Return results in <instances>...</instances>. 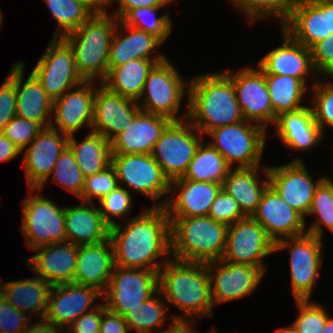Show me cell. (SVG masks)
<instances>
[{"instance_id": "2644e50d", "label": "cell", "mask_w": 333, "mask_h": 333, "mask_svg": "<svg viewBox=\"0 0 333 333\" xmlns=\"http://www.w3.org/2000/svg\"><path fill=\"white\" fill-rule=\"evenodd\" d=\"M214 331H211L210 333H217L216 330L213 328ZM209 333V332H208Z\"/></svg>"}, {"instance_id": "3957f363", "label": "cell", "mask_w": 333, "mask_h": 333, "mask_svg": "<svg viewBox=\"0 0 333 333\" xmlns=\"http://www.w3.org/2000/svg\"><path fill=\"white\" fill-rule=\"evenodd\" d=\"M188 82V120L202 135L245 120L225 71L200 74Z\"/></svg>"}, {"instance_id": "be15d7a7", "label": "cell", "mask_w": 333, "mask_h": 333, "mask_svg": "<svg viewBox=\"0 0 333 333\" xmlns=\"http://www.w3.org/2000/svg\"><path fill=\"white\" fill-rule=\"evenodd\" d=\"M327 23L328 33L333 36V0H327Z\"/></svg>"}, {"instance_id": "7402d4cb", "label": "cell", "mask_w": 333, "mask_h": 333, "mask_svg": "<svg viewBox=\"0 0 333 333\" xmlns=\"http://www.w3.org/2000/svg\"><path fill=\"white\" fill-rule=\"evenodd\" d=\"M251 217L266 229L268 236L275 243L307 233L305 218L283 200L270 185L264 191Z\"/></svg>"}, {"instance_id": "8fae6325", "label": "cell", "mask_w": 333, "mask_h": 333, "mask_svg": "<svg viewBox=\"0 0 333 333\" xmlns=\"http://www.w3.org/2000/svg\"><path fill=\"white\" fill-rule=\"evenodd\" d=\"M321 238L305 233L275 243V252L289 248L291 289L294 300H308L321 272Z\"/></svg>"}, {"instance_id": "e7e4bbea", "label": "cell", "mask_w": 333, "mask_h": 333, "mask_svg": "<svg viewBox=\"0 0 333 333\" xmlns=\"http://www.w3.org/2000/svg\"><path fill=\"white\" fill-rule=\"evenodd\" d=\"M319 333H333V318H327L324 328Z\"/></svg>"}, {"instance_id": "9f6ffc18", "label": "cell", "mask_w": 333, "mask_h": 333, "mask_svg": "<svg viewBox=\"0 0 333 333\" xmlns=\"http://www.w3.org/2000/svg\"><path fill=\"white\" fill-rule=\"evenodd\" d=\"M116 1L118 3V9L115 10L114 16L121 20L131 9L142 7H166L174 0H107V6L109 7Z\"/></svg>"}, {"instance_id": "4316f807", "label": "cell", "mask_w": 333, "mask_h": 333, "mask_svg": "<svg viewBox=\"0 0 333 333\" xmlns=\"http://www.w3.org/2000/svg\"><path fill=\"white\" fill-rule=\"evenodd\" d=\"M114 267L110 238L97 244L79 245L73 282L93 287L104 294Z\"/></svg>"}, {"instance_id": "ba28073f", "label": "cell", "mask_w": 333, "mask_h": 333, "mask_svg": "<svg viewBox=\"0 0 333 333\" xmlns=\"http://www.w3.org/2000/svg\"><path fill=\"white\" fill-rule=\"evenodd\" d=\"M188 89L177 68L166 58L149 72L138 105L141 111L181 121L178 112L184 97L188 99Z\"/></svg>"}, {"instance_id": "ffe728a7", "label": "cell", "mask_w": 333, "mask_h": 333, "mask_svg": "<svg viewBox=\"0 0 333 333\" xmlns=\"http://www.w3.org/2000/svg\"><path fill=\"white\" fill-rule=\"evenodd\" d=\"M94 82L84 81L77 86L76 90L70 89L53 100L50 123L53 129L72 136L84 125L92 128L95 86H97Z\"/></svg>"}, {"instance_id": "e575fe53", "label": "cell", "mask_w": 333, "mask_h": 333, "mask_svg": "<svg viewBox=\"0 0 333 333\" xmlns=\"http://www.w3.org/2000/svg\"><path fill=\"white\" fill-rule=\"evenodd\" d=\"M163 61L132 59L123 65L113 67L102 84L118 95L139 101L149 72Z\"/></svg>"}, {"instance_id": "4dcf8cb0", "label": "cell", "mask_w": 333, "mask_h": 333, "mask_svg": "<svg viewBox=\"0 0 333 333\" xmlns=\"http://www.w3.org/2000/svg\"><path fill=\"white\" fill-rule=\"evenodd\" d=\"M278 136L291 150H311L321 142L324 133L317 125L311 107L279 114L275 119Z\"/></svg>"}, {"instance_id": "60d3db41", "label": "cell", "mask_w": 333, "mask_h": 333, "mask_svg": "<svg viewBox=\"0 0 333 333\" xmlns=\"http://www.w3.org/2000/svg\"><path fill=\"white\" fill-rule=\"evenodd\" d=\"M160 9H162V7L131 9L121 21L127 26L145 31L156 37L163 44L171 33L172 21L168 13L157 17L156 12Z\"/></svg>"}, {"instance_id": "5bb4252c", "label": "cell", "mask_w": 333, "mask_h": 333, "mask_svg": "<svg viewBox=\"0 0 333 333\" xmlns=\"http://www.w3.org/2000/svg\"><path fill=\"white\" fill-rule=\"evenodd\" d=\"M111 164L116 170L118 185H128L130 192L136 190L135 193L145 195L154 203L171 194L170 181L151 154H112Z\"/></svg>"}, {"instance_id": "4fadbf2b", "label": "cell", "mask_w": 333, "mask_h": 333, "mask_svg": "<svg viewBox=\"0 0 333 333\" xmlns=\"http://www.w3.org/2000/svg\"><path fill=\"white\" fill-rule=\"evenodd\" d=\"M275 252V242L266 229L251 216L228 226L226 246L221 260L247 264L267 271L264 257Z\"/></svg>"}, {"instance_id": "30bf717a", "label": "cell", "mask_w": 333, "mask_h": 333, "mask_svg": "<svg viewBox=\"0 0 333 333\" xmlns=\"http://www.w3.org/2000/svg\"><path fill=\"white\" fill-rule=\"evenodd\" d=\"M158 291V272L115 266L102 301L106 309L125 317ZM106 293V294H105Z\"/></svg>"}, {"instance_id": "ac0fdd59", "label": "cell", "mask_w": 333, "mask_h": 333, "mask_svg": "<svg viewBox=\"0 0 333 333\" xmlns=\"http://www.w3.org/2000/svg\"><path fill=\"white\" fill-rule=\"evenodd\" d=\"M140 111L138 101L118 95L100 83L94 97L91 131L111 142L128 128Z\"/></svg>"}, {"instance_id": "03108f58", "label": "cell", "mask_w": 333, "mask_h": 333, "mask_svg": "<svg viewBox=\"0 0 333 333\" xmlns=\"http://www.w3.org/2000/svg\"><path fill=\"white\" fill-rule=\"evenodd\" d=\"M276 333H299L292 325L276 330Z\"/></svg>"}, {"instance_id": "e0dca14e", "label": "cell", "mask_w": 333, "mask_h": 333, "mask_svg": "<svg viewBox=\"0 0 333 333\" xmlns=\"http://www.w3.org/2000/svg\"><path fill=\"white\" fill-rule=\"evenodd\" d=\"M206 265L210 275L213 302L217 305L248 296L256 290L265 274L258 267L221 259L208 262Z\"/></svg>"}, {"instance_id": "6125c7cd", "label": "cell", "mask_w": 333, "mask_h": 333, "mask_svg": "<svg viewBox=\"0 0 333 333\" xmlns=\"http://www.w3.org/2000/svg\"><path fill=\"white\" fill-rule=\"evenodd\" d=\"M86 4L94 13L102 12L107 9V0H77Z\"/></svg>"}, {"instance_id": "603a6c76", "label": "cell", "mask_w": 333, "mask_h": 333, "mask_svg": "<svg viewBox=\"0 0 333 333\" xmlns=\"http://www.w3.org/2000/svg\"><path fill=\"white\" fill-rule=\"evenodd\" d=\"M222 184L216 182L191 181L183 177L170 182V192L179 193L166 198L156 207H165L168 217H203L208 216L211 204Z\"/></svg>"}, {"instance_id": "6da1fadb", "label": "cell", "mask_w": 333, "mask_h": 333, "mask_svg": "<svg viewBox=\"0 0 333 333\" xmlns=\"http://www.w3.org/2000/svg\"><path fill=\"white\" fill-rule=\"evenodd\" d=\"M142 211L127 221L125 228L118 223L110 227L114 263L158 272L171 255L170 220L165 207L151 206ZM160 256L165 257L164 263L155 262Z\"/></svg>"}, {"instance_id": "b9f144b4", "label": "cell", "mask_w": 333, "mask_h": 333, "mask_svg": "<svg viewBox=\"0 0 333 333\" xmlns=\"http://www.w3.org/2000/svg\"><path fill=\"white\" fill-rule=\"evenodd\" d=\"M252 24L257 19L275 17L281 27L289 20L297 0H231ZM280 20V21H279Z\"/></svg>"}, {"instance_id": "74e56055", "label": "cell", "mask_w": 333, "mask_h": 333, "mask_svg": "<svg viewBox=\"0 0 333 333\" xmlns=\"http://www.w3.org/2000/svg\"><path fill=\"white\" fill-rule=\"evenodd\" d=\"M230 166L224 157L209 143L200 144L183 178L191 181L216 182L222 184Z\"/></svg>"}, {"instance_id": "680465c9", "label": "cell", "mask_w": 333, "mask_h": 333, "mask_svg": "<svg viewBox=\"0 0 333 333\" xmlns=\"http://www.w3.org/2000/svg\"><path fill=\"white\" fill-rule=\"evenodd\" d=\"M22 151L0 132V162L10 161Z\"/></svg>"}, {"instance_id": "277c9868", "label": "cell", "mask_w": 333, "mask_h": 333, "mask_svg": "<svg viewBox=\"0 0 333 333\" xmlns=\"http://www.w3.org/2000/svg\"><path fill=\"white\" fill-rule=\"evenodd\" d=\"M118 20L107 10L94 13L78 29L62 37L72 48L77 72L84 81L105 80L110 43Z\"/></svg>"}, {"instance_id": "836d02e7", "label": "cell", "mask_w": 333, "mask_h": 333, "mask_svg": "<svg viewBox=\"0 0 333 333\" xmlns=\"http://www.w3.org/2000/svg\"><path fill=\"white\" fill-rule=\"evenodd\" d=\"M3 285L0 282L2 295L16 309L26 314L36 313L44 319L48 307V297L51 285L35 275L23 280L9 281Z\"/></svg>"}, {"instance_id": "816d5d0a", "label": "cell", "mask_w": 333, "mask_h": 333, "mask_svg": "<svg viewBox=\"0 0 333 333\" xmlns=\"http://www.w3.org/2000/svg\"><path fill=\"white\" fill-rule=\"evenodd\" d=\"M30 315L16 309L0 295V331L2 333H24L28 326Z\"/></svg>"}, {"instance_id": "f1b7e54d", "label": "cell", "mask_w": 333, "mask_h": 333, "mask_svg": "<svg viewBox=\"0 0 333 333\" xmlns=\"http://www.w3.org/2000/svg\"><path fill=\"white\" fill-rule=\"evenodd\" d=\"M24 62L15 63L16 116L49 127L52 119L53 99L42 88L40 81L31 72L24 81ZM25 83H24V82Z\"/></svg>"}, {"instance_id": "52a82bcc", "label": "cell", "mask_w": 333, "mask_h": 333, "mask_svg": "<svg viewBox=\"0 0 333 333\" xmlns=\"http://www.w3.org/2000/svg\"><path fill=\"white\" fill-rule=\"evenodd\" d=\"M266 129L259 124L244 120L231 125L214 128L207 135L209 143L232 168L259 167L266 145Z\"/></svg>"}, {"instance_id": "83f0119b", "label": "cell", "mask_w": 333, "mask_h": 333, "mask_svg": "<svg viewBox=\"0 0 333 333\" xmlns=\"http://www.w3.org/2000/svg\"><path fill=\"white\" fill-rule=\"evenodd\" d=\"M281 28L309 49L315 43L330 37L327 0H297L289 20Z\"/></svg>"}, {"instance_id": "cb8c5ba5", "label": "cell", "mask_w": 333, "mask_h": 333, "mask_svg": "<svg viewBox=\"0 0 333 333\" xmlns=\"http://www.w3.org/2000/svg\"><path fill=\"white\" fill-rule=\"evenodd\" d=\"M281 30L282 45L263 56L257 66L264 74L297 78L308 87L306 83L308 76L316 75L319 77L312 64L310 49L295 41L284 29L281 28Z\"/></svg>"}, {"instance_id": "9c48e42d", "label": "cell", "mask_w": 333, "mask_h": 333, "mask_svg": "<svg viewBox=\"0 0 333 333\" xmlns=\"http://www.w3.org/2000/svg\"><path fill=\"white\" fill-rule=\"evenodd\" d=\"M28 198L22 204V235L31 250L52 243L66 241L65 208L56 205L40 193L38 188H28Z\"/></svg>"}, {"instance_id": "db71d44e", "label": "cell", "mask_w": 333, "mask_h": 333, "mask_svg": "<svg viewBox=\"0 0 333 333\" xmlns=\"http://www.w3.org/2000/svg\"><path fill=\"white\" fill-rule=\"evenodd\" d=\"M310 54L315 71L327 77L333 71V36L315 43Z\"/></svg>"}, {"instance_id": "7bdbcfd3", "label": "cell", "mask_w": 333, "mask_h": 333, "mask_svg": "<svg viewBox=\"0 0 333 333\" xmlns=\"http://www.w3.org/2000/svg\"><path fill=\"white\" fill-rule=\"evenodd\" d=\"M318 215L307 233L322 239L323 225L333 234V190L325 179L318 185L308 215Z\"/></svg>"}, {"instance_id": "1f68e13d", "label": "cell", "mask_w": 333, "mask_h": 333, "mask_svg": "<svg viewBox=\"0 0 333 333\" xmlns=\"http://www.w3.org/2000/svg\"><path fill=\"white\" fill-rule=\"evenodd\" d=\"M125 30L129 34L123 35ZM122 34V35H121ZM162 43L154 36L125 25L121 20H118L117 27L114 31L109 51L108 72L116 66L123 65L125 62L132 59L144 60H165L163 54L151 56L154 49L160 47Z\"/></svg>"}, {"instance_id": "d4e9b609", "label": "cell", "mask_w": 333, "mask_h": 333, "mask_svg": "<svg viewBox=\"0 0 333 333\" xmlns=\"http://www.w3.org/2000/svg\"><path fill=\"white\" fill-rule=\"evenodd\" d=\"M33 251L38 253L28 258L27 266L35 275L51 286L73 282L78 245L64 241L41 246Z\"/></svg>"}, {"instance_id": "7dc6e473", "label": "cell", "mask_w": 333, "mask_h": 333, "mask_svg": "<svg viewBox=\"0 0 333 333\" xmlns=\"http://www.w3.org/2000/svg\"><path fill=\"white\" fill-rule=\"evenodd\" d=\"M313 107H311L314 119L325 133V126L333 128V83H323L319 81L312 87Z\"/></svg>"}, {"instance_id": "91938a15", "label": "cell", "mask_w": 333, "mask_h": 333, "mask_svg": "<svg viewBox=\"0 0 333 333\" xmlns=\"http://www.w3.org/2000/svg\"><path fill=\"white\" fill-rule=\"evenodd\" d=\"M60 329L62 331H66V329H63L58 325H54L45 321L44 319H41L40 321L38 320V322L34 323L32 326L30 324L24 333H65L60 332Z\"/></svg>"}, {"instance_id": "f546056e", "label": "cell", "mask_w": 333, "mask_h": 333, "mask_svg": "<svg viewBox=\"0 0 333 333\" xmlns=\"http://www.w3.org/2000/svg\"><path fill=\"white\" fill-rule=\"evenodd\" d=\"M66 241L74 245L97 244L109 239L110 226L102 218L94 202H81L78 206L66 207Z\"/></svg>"}, {"instance_id": "f35d334b", "label": "cell", "mask_w": 333, "mask_h": 333, "mask_svg": "<svg viewBox=\"0 0 333 333\" xmlns=\"http://www.w3.org/2000/svg\"><path fill=\"white\" fill-rule=\"evenodd\" d=\"M151 296L146 302L139 304L136 308L131 309L124 317L126 325L131 330H136L137 333H162L155 328L165 326V316L167 305L162 299H158L159 290ZM166 314V315H165ZM155 329V330H154Z\"/></svg>"}, {"instance_id": "94428289", "label": "cell", "mask_w": 333, "mask_h": 333, "mask_svg": "<svg viewBox=\"0 0 333 333\" xmlns=\"http://www.w3.org/2000/svg\"><path fill=\"white\" fill-rule=\"evenodd\" d=\"M168 330L165 329L162 333H197L194 328L196 322H175L170 321Z\"/></svg>"}, {"instance_id": "f5cc1de1", "label": "cell", "mask_w": 333, "mask_h": 333, "mask_svg": "<svg viewBox=\"0 0 333 333\" xmlns=\"http://www.w3.org/2000/svg\"><path fill=\"white\" fill-rule=\"evenodd\" d=\"M16 116L15 63L0 86V132Z\"/></svg>"}, {"instance_id": "7c38bea8", "label": "cell", "mask_w": 333, "mask_h": 333, "mask_svg": "<svg viewBox=\"0 0 333 333\" xmlns=\"http://www.w3.org/2000/svg\"><path fill=\"white\" fill-rule=\"evenodd\" d=\"M31 72L53 100L84 82L77 72L72 48L62 37H52Z\"/></svg>"}, {"instance_id": "681fc988", "label": "cell", "mask_w": 333, "mask_h": 333, "mask_svg": "<svg viewBox=\"0 0 333 333\" xmlns=\"http://www.w3.org/2000/svg\"><path fill=\"white\" fill-rule=\"evenodd\" d=\"M42 129L43 127L36 121L15 116L1 133L24 151Z\"/></svg>"}, {"instance_id": "ee69618b", "label": "cell", "mask_w": 333, "mask_h": 333, "mask_svg": "<svg viewBox=\"0 0 333 333\" xmlns=\"http://www.w3.org/2000/svg\"><path fill=\"white\" fill-rule=\"evenodd\" d=\"M51 175H53L52 180L63 186L65 190L78 198L81 197L85 178L68 146L59 155Z\"/></svg>"}, {"instance_id": "d6a6232c", "label": "cell", "mask_w": 333, "mask_h": 333, "mask_svg": "<svg viewBox=\"0 0 333 333\" xmlns=\"http://www.w3.org/2000/svg\"><path fill=\"white\" fill-rule=\"evenodd\" d=\"M266 179L260 182L259 167L230 168L222 183V189L233 197L246 216H252L256 211L264 191L269 186L268 167L263 165Z\"/></svg>"}, {"instance_id": "d590c367", "label": "cell", "mask_w": 333, "mask_h": 333, "mask_svg": "<svg viewBox=\"0 0 333 333\" xmlns=\"http://www.w3.org/2000/svg\"><path fill=\"white\" fill-rule=\"evenodd\" d=\"M68 147L84 178L111 165V143L101 134L90 131L81 143H78L74 135L69 136Z\"/></svg>"}, {"instance_id": "8d00e7d4", "label": "cell", "mask_w": 333, "mask_h": 333, "mask_svg": "<svg viewBox=\"0 0 333 333\" xmlns=\"http://www.w3.org/2000/svg\"><path fill=\"white\" fill-rule=\"evenodd\" d=\"M266 85L273 108V124L279 114L304 108L302 99L308 87L297 78L265 74Z\"/></svg>"}, {"instance_id": "5b68a950", "label": "cell", "mask_w": 333, "mask_h": 333, "mask_svg": "<svg viewBox=\"0 0 333 333\" xmlns=\"http://www.w3.org/2000/svg\"><path fill=\"white\" fill-rule=\"evenodd\" d=\"M171 256L187 262L220 260L226 246L228 226L203 217H169Z\"/></svg>"}, {"instance_id": "f6af8a7d", "label": "cell", "mask_w": 333, "mask_h": 333, "mask_svg": "<svg viewBox=\"0 0 333 333\" xmlns=\"http://www.w3.org/2000/svg\"><path fill=\"white\" fill-rule=\"evenodd\" d=\"M130 193L132 192L118 185L108 195L99 200L101 206L98 208L99 212L110 227L117 224L111 216L123 219L124 216L129 214L133 205V197Z\"/></svg>"}, {"instance_id": "ab89813d", "label": "cell", "mask_w": 333, "mask_h": 333, "mask_svg": "<svg viewBox=\"0 0 333 333\" xmlns=\"http://www.w3.org/2000/svg\"><path fill=\"white\" fill-rule=\"evenodd\" d=\"M58 26L53 37H63L78 29L94 12L77 0H44Z\"/></svg>"}, {"instance_id": "003e7915", "label": "cell", "mask_w": 333, "mask_h": 333, "mask_svg": "<svg viewBox=\"0 0 333 333\" xmlns=\"http://www.w3.org/2000/svg\"><path fill=\"white\" fill-rule=\"evenodd\" d=\"M325 181L331 186L332 190H333V179L329 178V177H324Z\"/></svg>"}, {"instance_id": "9a60e30c", "label": "cell", "mask_w": 333, "mask_h": 333, "mask_svg": "<svg viewBox=\"0 0 333 333\" xmlns=\"http://www.w3.org/2000/svg\"><path fill=\"white\" fill-rule=\"evenodd\" d=\"M269 185L304 218L309 213L313 197L324 176L316 182L305 163L296 158L290 163L268 167Z\"/></svg>"}, {"instance_id": "8992f818", "label": "cell", "mask_w": 333, "mask_h": 333, "mask_svg": "<svg viewBox=\"0 0 333 333\" xmlns=\"http://www.w3.org/2000/svg\"><path fill=\"white\" fill-rule=\"evenodd\" d=\"M186 105L187 111L183 114L184 118L181 121H172L166 127L151 153L170 182L184 176L203 142L201 136L204 135L188 120V100Z\"/></svg>"}, {"instance_id": "484cf974", "label": "cell", "mask_w": 333, "mask_h": 333, "mask_svg": "<svg viewBox=\"0 0 333 333\" xmlns=\"http://www.w3.org/2000/svg\"><path fill=\"white\" fill-rule=\"evenodd\" d=\"M171 122L162 115L140 111L128 128L110 142L112 154H151Z\"/></svg>"}, {"instance_id": "7a4b0ae2", "label": "cell", "mask_w": 333, "mask_h": 333, "mask_svg": "<svg viewBox=\"0 0 333 333\" xmlns=\"http://www.w3.org/2000/svg\"><path fill=\"white\" fill-rule=\"evenodd\" d=\"M162 267L158 271L159 296L184 314L174 315L172 320L197 322L202 316L213 315L214 302L206 263L180 261L171 257Z\"/></svg>"}, {"instance_id": "f907efd6", "label": "cell", "mask_w": 333, "mask_h": 333, "mask_svg": "<svg viewBox=\"0 0 333 333\" xmlns=\"http://www.w3.org/2000/svg\"><path fill=\"white\" fill-rule=\"evenodd\" d=\"M208 216L213 220L227 226L247 217L241 210L237 201L223 189L219 191L211 204Z\"/></svg>"}, {"instance_id": "d6986e66", "label": "cell", "mask_w": 333, "mask_h": 333, "mask_svg": "<svg viewBox=\"0 0 333 333\" xmlns=\"http://www.w3.org/2000/svg\"><path fill=\"white\" fill-rule=\"evenodd\" d=\"M68 139L69 136L49 126L32 140L23 162L28 188H38V192L44 189L59 155L68 146Z\"/></svg>"}, {"instance_id": "89a4df30", "label": "cell", "mask_w": 333, "mask_h": 333, "mask_svg": "<svg viewBox=\"0 0 333 333\" xmlns=\"http://www.w3.org/2000/svg\"><path fill=\"white\" fill-rule=\"evenodd\" d=\"M328 77L333 78V71L328 75Z\"/></svg>"}, {"instance_id": "6f0895ef", "label": "cell", "mask_w": 333, "mask_h": 333, "mask_svg": "<svg viewBox=\"0 0 333 333\" xmlns=\"http://www.w3.org/2000/svg\"><path fill=\"white\" fill-rule=\"evenodd\" d=\"M125 318L119 314L106 310L102 315L100 333H128Z\"/></svg>"}, {"instance_id": "bcb514c9", "label": "cell", "mask_w": 333, "mask_h": 333, "mask_svg": "<svg viewBox=\"0 0 333 333\" xmlns=\"http://www.w3.org/2000/svg\"><path fill=\"white\" fill-rule=\"evenodd\" d=\"M299 314L292 326L299 333H319L325 326L329 314L320 304L308 300H295Z\"/></svg>"}, {"instance_id": "a7ac6f4b", "label": "cell", "mask_w": 333, "mask_h": 333, "mask_svg": "<svg viewBox=\"0 0 333 333\" xmlns=\"http://www.w3.org/2000/svg\"><path fill=\"white\" fill-rule=\"evenodd\" d=\"M2 12H1V8H0V26H1V24H2Z\"/></svg>"}, {"instance_id": "2e32d148", "label": "cell", "mask_w": 333, "mask_h": 333, "mask_svg": "<svg viewBox=\"0 0 333 333\" xmlns=\"http://www.w3.org/2000/svg\"><path fill=\"white\" fill-rule=\"evenodd\" d=\"M257 68L247 66L236 74L232 70L225 72L233 81L236 98L245 120L259 124L267 130L268 125L273 123V108L265 74Z\"/></svg>"}, {"instance_id": "c3c4849f", "label": "cell", "mask_w": 333, "mask_h": 333, "mask_svg": "<svg viewBox=\"0 0 333 333\" xmlns=\"http://www.w3.org/2000/svg\"><path fill=\"white\" fill-rule=\"evenodd\" d=\"M117 186L116 170L111 164L105 170L85 178L84 188L79 199L90 203L94 201L93 198H97L99 201Z\"/></svg>"}, {"instance_id": "44dd1931", "label": "cell", "mask_w": 333, "mask_h": 333, "mask_svg": "<svg viewBox=\"0 0 333 333\" xmlns=\"http://www.w3.org/2000/svg\"><path fill=\"white\" fill-rule=\"evenodd\" d=\"M101 297L102 294L90 286L74 282L54 285L49 292L44 320L66 329L89 309L96 308L95 300Z\"/></svg>"}, {"instance_id": "11a10c76", "label": "cell", "mask_w": 333, "mask_h": 333, "mask_svg": "<svg viewBox=\"0 0 333 333\" xmlns=\"http://www.w3.org/2000/svg\"><path fill=\"white\" fill-rule=\"evenodd\" d=\"M104 303H100L92 311L75 320L66 331L69 333H100L102 315L106 311Z\"/></svg>"}]
</instances>
